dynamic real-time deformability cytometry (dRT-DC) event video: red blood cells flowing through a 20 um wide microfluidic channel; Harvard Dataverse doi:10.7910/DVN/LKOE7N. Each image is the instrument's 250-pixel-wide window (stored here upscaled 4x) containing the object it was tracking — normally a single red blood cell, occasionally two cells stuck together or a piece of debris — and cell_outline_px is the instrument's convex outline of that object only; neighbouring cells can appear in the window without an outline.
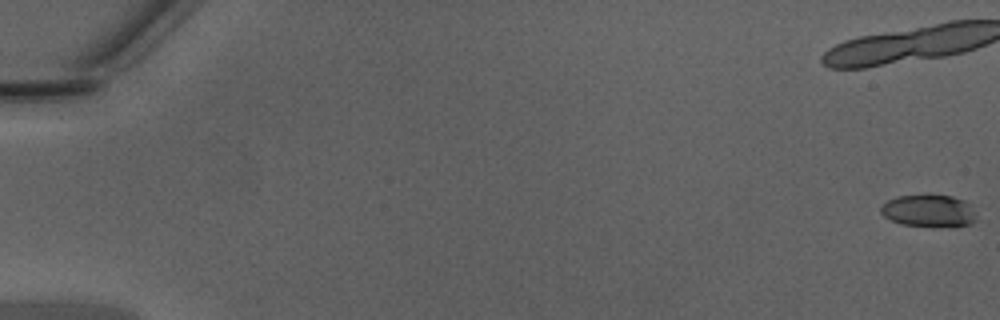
{"species": "Egyptian fruit bat (a non-hibernating species)", "species_latin": "Rousettus aegyptiacus", "temperature_condition": "warm", "stored_images_in_passage": 11, "camera_frame_rate_fps": 3000, "um_per_image_px": 0.085, "animal": {"sex": "male"}, "frame": {"image": 1, "passage_image": 1, "time_ms": 0.0, "image_size_px": [1000, 320], "cell_outline_px": [[976, 220], [972, 224], [900, 224], [884, 216], [880, 212], [880, 208], [888, 200], [896, 196], [952, 196], [964, 200], [976, 212]], "centroid_in_image_um": [78.93, 17.88], "position_along_channel_um": 6.1, "area_um2": 16.99}}